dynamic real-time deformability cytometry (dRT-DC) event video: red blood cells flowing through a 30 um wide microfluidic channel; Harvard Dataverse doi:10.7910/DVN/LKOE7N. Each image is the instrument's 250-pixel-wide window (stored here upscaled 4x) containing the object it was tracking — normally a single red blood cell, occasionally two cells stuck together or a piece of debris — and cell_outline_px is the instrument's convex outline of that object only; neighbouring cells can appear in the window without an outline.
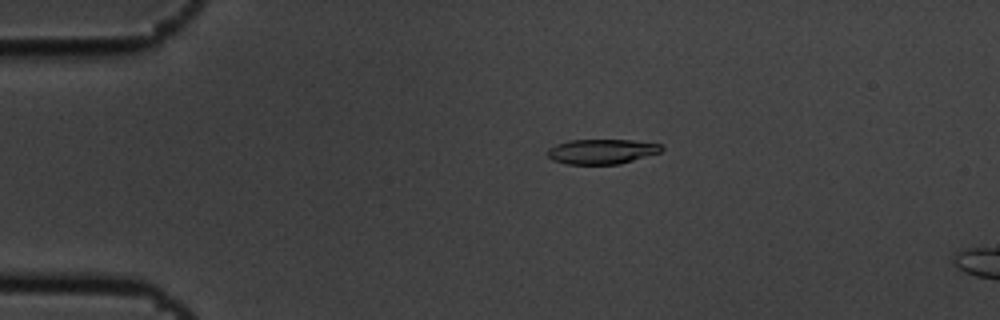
{"species": "common noctule bat (a hibernating species)", "species_latin": "Nyctalus noctula", "temperature_condition": "cold", "stored_images_in_passage": 4, "camera_frame_rate_fps": 3000, "um_per_image_px": 0.085, "animal": {"sex": "male", "body_mass_g": 19.5, "forearm_length_mm": 54.6}, "frame": {"image": 1, "passage_image": 2, "time_ms": 0.333, "image_size_px": [1000, 320], "cell_outline_px": [[664, 148], [660, 152], [620, 164], [568, 164], [552, 160], [548, 156], [548, 148], [556, 144], [568, 140], [632, 140], [660, 144]], "centroid_in_image_um": [51.13, 12.87], "position_along_channel_um": 33.9, "area_um2": 16.47}}